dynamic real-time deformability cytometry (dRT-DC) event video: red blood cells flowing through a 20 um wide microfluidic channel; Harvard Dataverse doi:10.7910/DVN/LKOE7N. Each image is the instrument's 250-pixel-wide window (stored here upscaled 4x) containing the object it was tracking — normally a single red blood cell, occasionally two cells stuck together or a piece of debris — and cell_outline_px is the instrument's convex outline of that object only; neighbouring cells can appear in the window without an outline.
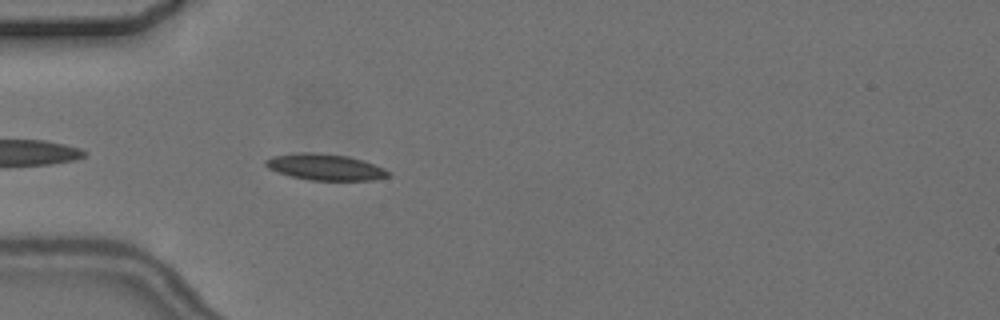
{"species": "common noctule bat (a hibernating species)", "species_latin": "Nyctalus noctula", "temperature_condition": "cold", "stored_images_in_passage": 4, "camera_frame_rate_fps": 3000, "um_per_image_px": 0.085, "animal": {"sex": "female", "body_mass_g": 24.6, "forearm_length_mm": 56.2}, "frame": {"image": 1, "passage_image": 4, "time_ms": 3.667, "image_size_px": [1000, 320], "cell_outline_px": [[388, 176], [372, 180], [312, 180], [292, 176], [268, 168], [264, 164], [264, 160], [272, 156], [304, 152], [312, 152], [348, 156], [364, 160], [384, 168], [388, 172]], "centroid_in_image_um": [27.63, 14.19], "position_along_channel_um": 57.4, "area_um2": 18.5}}